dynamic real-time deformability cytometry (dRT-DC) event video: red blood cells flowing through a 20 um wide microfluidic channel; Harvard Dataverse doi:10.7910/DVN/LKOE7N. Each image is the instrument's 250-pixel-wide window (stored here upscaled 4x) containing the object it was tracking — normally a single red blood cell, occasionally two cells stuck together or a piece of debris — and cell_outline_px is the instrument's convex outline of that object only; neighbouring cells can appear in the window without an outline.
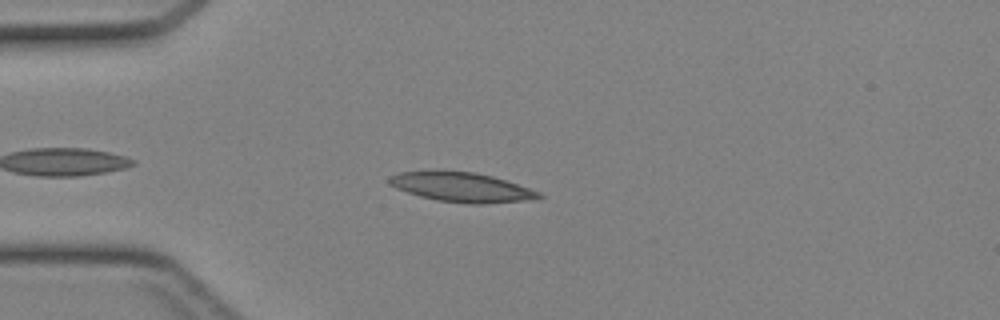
{"species": "Egyptian fruit bat (a non-hibernating species)", "species_latin": "Rousettus aegyptiacus", "temperature_condition": "cold", "stored_images_in_passage": 35, "camera_frame_rate_fps": 3000, "um_per_image_px": 0.085, "animal": {"sex": "female"}, "frame": {"image": 1, "passage_image": 5, "time_ms": 1.333, "image_size_px": [1000, 320], "cell_outline_px": [[544, 196], [524, 200], [480, 204], [472, 204], [436, 200], [420, 196], [396, 188], [388, 184], [388, 176], [400, 172], [432, 168], [444, 168], [476, 172], [492, 176], [540, 192]], "centroid_in_image_um": [39.1, 15.85], "position_along_channel_um": 45.9, "area_um2": 26.3}}
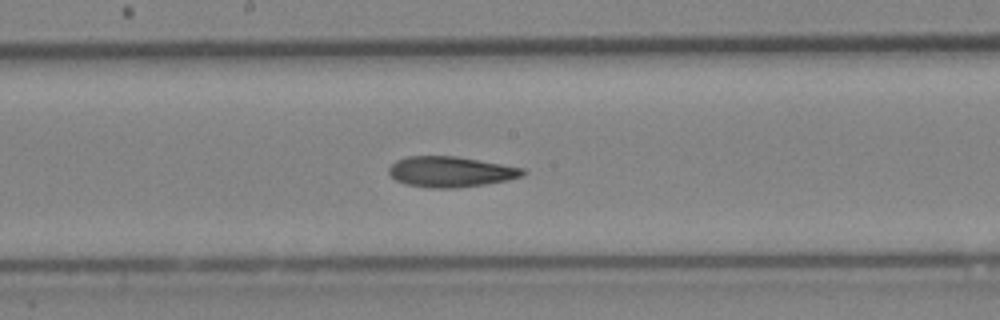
{"frame": {"image": 2, "passage_image": 17, "time_ms": 5.333, "image_size_px": [1000, 320], "cell_outline_px": [[528, 172], [520, 176], [508, 180], [484, 184], [452, 188], [428, 188], [408, 184], [396, 180], [388, 172], [388, 168], [396, 160], [408, 156], [456, 156], [524, 168]], "centroid_in_image_um": [38.3, 14.59], "position_along_channel_um": 209.9, "area_um2": 23.7}}
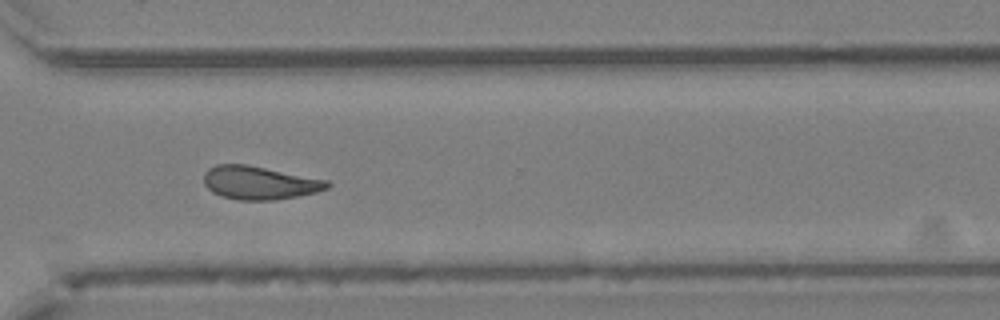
{"frame": {"image": 3, "passage_image": 26, "time_ms": 8.333, "image_size_px": [1000, 320], "cell_outline_px": [[332, 184], [328, 188], [316, 192], [276, 200], [236, 200], [220, 196], [212, 192], [204, 184], [204, 172], [208, 168], [216, 164], [248, 164], [328, 180]], "centroid_in_image_um": [22.04, 15.53], "position_along_channel_um": 348.6, "area_um2": 24.16}}